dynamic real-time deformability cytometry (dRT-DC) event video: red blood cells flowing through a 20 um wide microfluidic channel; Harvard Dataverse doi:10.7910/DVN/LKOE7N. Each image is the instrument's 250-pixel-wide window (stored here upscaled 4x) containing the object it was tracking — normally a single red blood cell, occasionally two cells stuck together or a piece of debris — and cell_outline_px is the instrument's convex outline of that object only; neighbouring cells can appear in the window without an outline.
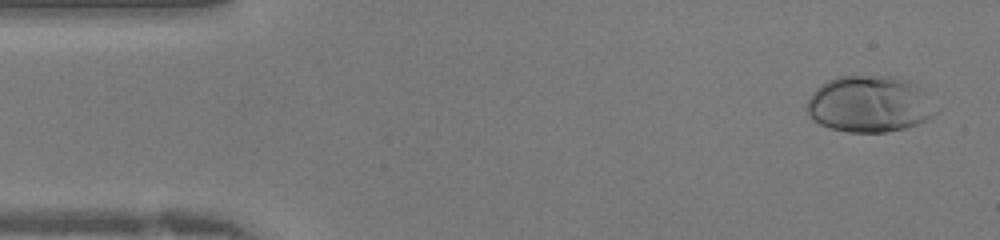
{"species": "human", "species_latin": "Homo sapiens", "temperature_condition": "warm", "stored_images_in_passage": 41, "camera_frame_rate_fps": 3000, "um_per_image_px": 0.085, "donor": {"sex": "female"}, "frame": {"image": 1, "passage_image": 2, "time_ms": 0.333, "image_size_px": [1000, 240], "cell_outline_px": [[940, 108], [928, 120], [904, 128], [884, 132], [848, 132], [828, 128], [812, 120], [808, 116], [804, 108], [812, 92], [820, 84], [828, 80], [840, 76], [896, 76], [908, 80], [916, 84]], "centroid_in_image_um": [73.89, 8.85], "position_along_channel_um": 11.1, "area_um2": 43.0}}
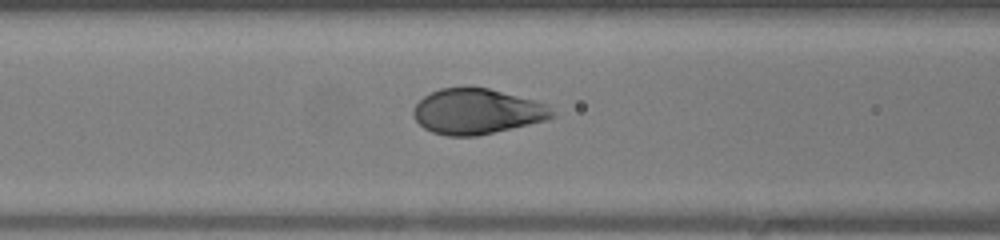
{"frame": {"image": 2, "passage_image": 16, "time_ms": 5.0, "image_size_px": [1000, 240], "cell_outline_px": [[556, 116], [548, 120], [476, 136], [448, 136], [432, 132], [424, 128], [412, 116], [412, 108], [424, 96], [440, 88], [488, 88], [536, 100], [548, 104], [556, 112]], "centroid_in_image_um": [40.58, 9.48], "position_along_channel_um": 126.0, "area_um2": 36.82}}
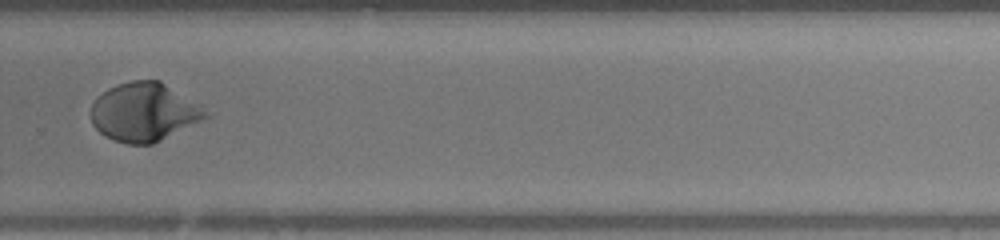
{"frame": {"image": 3, "passage_image": 28, "time_ms": 9.0, "image_size_px": [1000, 240], "cell_outline_px": [[208, 116], [152, 144], [128, 144], [104, 136], [92, 124], [92, 104], [96, 96], [108, 88], [116, 84], [132, 80], [160, 80], [200, 108]], "centroid_in_image_um": [12.13, 9.52], "position_along_channel_um": 317.7, "area_um2": 37.97}}